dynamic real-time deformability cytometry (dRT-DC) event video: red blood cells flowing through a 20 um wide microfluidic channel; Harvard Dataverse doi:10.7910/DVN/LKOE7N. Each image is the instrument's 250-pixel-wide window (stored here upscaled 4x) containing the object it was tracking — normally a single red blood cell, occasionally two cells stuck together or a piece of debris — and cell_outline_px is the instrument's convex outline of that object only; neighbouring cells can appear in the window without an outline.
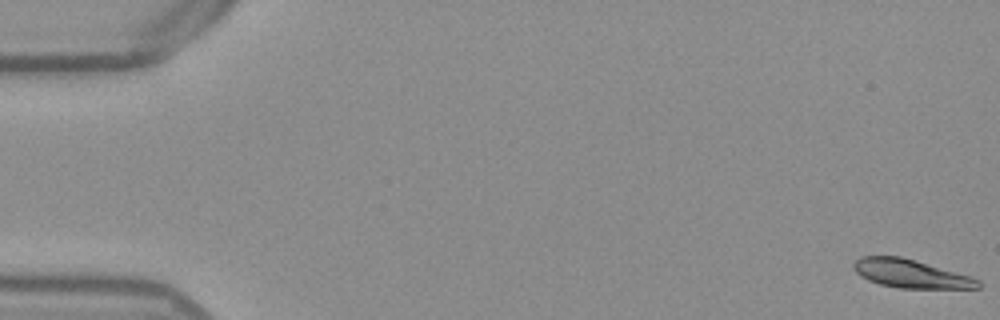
{"species": "Egyptian fruit bat (a non-hibernating species)", "species_latin": "Rousettus aegyptiacus", "temperature_condition": "warm", "stored_images_in_passage": 53, "camera_frame_rate_fps": 3000, "um_per_image_px": 0.085, "frame": {"image": 1, "passage_image": 1, "time_ms": 0.0, "image_size_px": [1000, 320], "cell_outline_px": [[980, 288], [900, 288], [880, 284], [868, 280], [860, 276], [852, 268], [852, 264], [860, 256], [900, 256], [916, 260], [972, 276], [980, 280]], "centroid_in_image_um": [77.41, 23.25], "position_along_channel_um": 7.6, "area_um2": 20.69}}
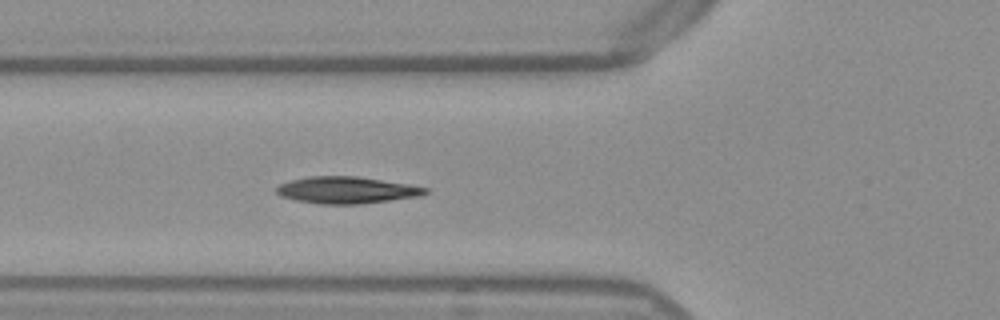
{"frame": {"image": 2, "passage_image": 20, "time_ms": 6.333, "image_size_px": [1000, 320], "cell_outline_px": [[428, 192], [420, 196], [360, 204], [320, 204], [296, 200], [280, 196], [276, 192], [276, 188], [280, 184], [292, 180], [308, 176], [356, 176], [412, 184], [428, 188]], "centroid_in_image_um": [29.48, 16.15], "position_along_channel_um": 96.3, "area_um2": 23.29}}
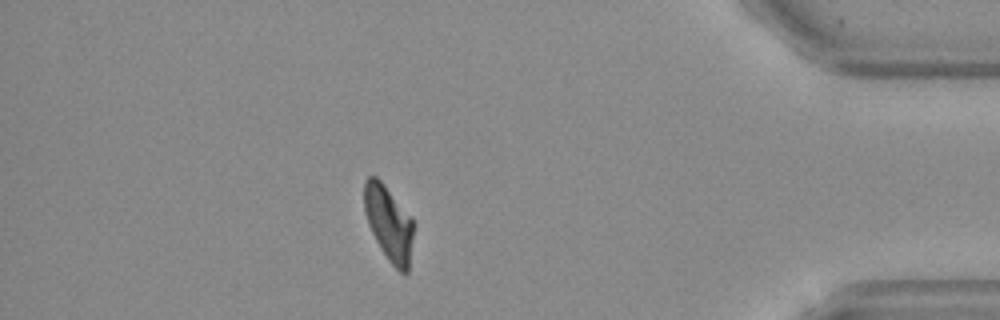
{"frame": {"image": 3, "passage_image": 47, "time_ms": 15.333, "image_size_px": [1000, 320], "cell_outline_px": [[416, 224], [408, 272], [404, 276], [388, 260], [380, 248], [368, 224], [364, 212], [364, 180], [368, 176], [376, 176], [380, 180], [412, 216]], "centroid_in_image_um": [33.09, 18.99], "position_along_channel_um": 402.1, "area_um2": 22.08}, "authors_computed_cell_mechanics": {"area_um2": 22.0796, "velocity_mm_per_s": 3.8525, "shape_relaxation_time_tau1_ms": null, "shape_relaxation_time_tau2_ms": 7.2294, "deformation_change_tau1": null, "deformation_change_tau2": 0.1136}}